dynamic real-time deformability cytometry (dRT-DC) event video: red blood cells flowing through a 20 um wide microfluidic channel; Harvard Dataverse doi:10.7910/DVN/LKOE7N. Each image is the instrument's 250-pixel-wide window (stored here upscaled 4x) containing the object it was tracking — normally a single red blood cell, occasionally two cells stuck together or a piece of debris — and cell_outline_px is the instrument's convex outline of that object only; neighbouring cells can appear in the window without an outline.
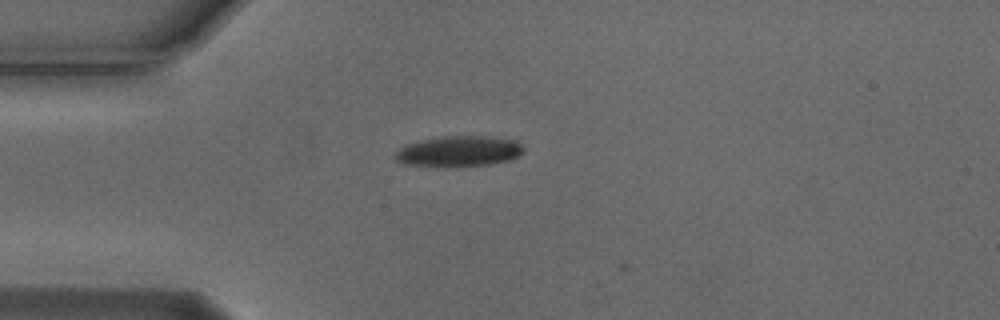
{"species": "Egyptian fruit bat (a non-hibernating species)", "species_latin": "Rousettus aegyptiacus", "temperature_condition": "cold", "stored_images_in_passage": 5, "camera_frame_rate_fps": 3000, "um_per_image_px": 0.085, "animal": {"sex": "male"}, "frame": {"image": 1, "passage_image": 4, "time_ms": 1.0, "image_size_px": [1000, 320], "cell_outline_px": [[524, 152], [520, 156], [508, 160], [488, 164], [456, 168], [436, 168], [404, 164], [396, 160], [392, 156], [400, 148], [408, 144], [424, 140], [444, 136], [484, 136], [516, 140], [524, 148]], "centroid_in_image_um": [38.99, 12.9], "position_along_channel_um": 46.0, "area_um2": 23.41}}